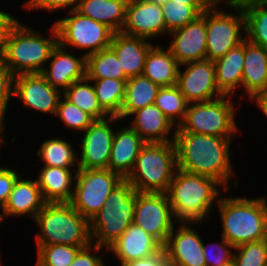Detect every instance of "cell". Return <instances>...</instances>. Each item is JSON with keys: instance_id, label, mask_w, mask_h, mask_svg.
Here are the masks:
<instances>
[{"instance_id": "obj_46", "label": "cell", "mask_w": 267, "mask_h": 266, "mask_svg": "<svg viewBox=\"0 0 267 266\" xmlns=\"http://www.w3.org/2000/svg\"><path fill=\"white\" fill-rule=\"evenodd\" d=\"M19 22L18 18L0 8V56H3L10 34Z\"/></svg>"}, {"instance_id": "obj_30", "label": "cell", "mask_w": 267, "mask_h": 266, "mask_svg": "<svg viewBox=\"0 0 267 266\" xmlns=\"http://www.w3.org/2000/svg\"><path fill=\"white\" fill-rule=\"evenodd\" d=\"M160 88L144 75L129 78L126 82L120 119L128 118L133 112L154 104Z\"/></svg>"}, {"instance_id": "obj_34", "label": "cell", "mask_w": 267, "mask_h": 266, "mask_svg": "<svg viewBox=\"0 0 267 266\" xmlns=\"http://www.w3.org/2000/svg\"><path fill=\"white\" fill-rule=\"evenodd\" d=\"M101 108L109 116L120 118L123 106L127 80L104 78L90 79Z\"/></svg>"}, {"instance_id": "obj_35", "label": "cell", "mask_w": 267, "mask_h": 266, "mask_svg": "<svg viewBox=\"0 0 267 266\" xmlns=\"http://www.w3.org/2000/svg\"><path fill=\"white\" fill-rule=\"evenodd\" d=\"M154 104L176 127L184 120L188 106L185 96L177 85L161 87Z\"/></svg>"}, {"instance_id": "obj_21", "label": "cell", "mask_w": 267, "mask_h": 266, "mask_svg": "<svg viewBox=\"0 0 267 266\" xmlns=\"http://www.w3.org/2000/svg\"><path fill=\"white\" fill-rule=\"evenodd\" d=\"M46 204L36 179H25L22 175L16 180L8 201L0 212L1 223L4 217L29 215L35 219Z\"/></svg>"}, {"instance_id": "obj_45", "label": "cell", "mask_w": 267, "mask_h": 266, "mask_svg": "<svg viewBox=\"0 0 267 266\" xmlns=\"http://www.w3.org/2000/svg\"><path fill=\"white\" fill-rule=\"evenodd\" d=\"M14 169L8 168L6 166H0V211L4 208L8 201L9 195L13 189V186L20 176V174Z\"/></svg>"}, {"instance_id": "obj_22", "label": "cell", "mask_w": 267, "mask_h": 266, "mask_svg": "<svg viewBox=\"0 0 267 266\" xmlns=\"http://www.w3.org/2000/svg\"><path fill=\"white\" fill-rule=\"evenodd\" d=\"M131 117V128L146 143H166L175 141V130L177 127L163 114L155 105H148L133 112ZM174 129V133L170 132ZM173 138H170L168 135Z\"/></svg>"}, {"instance_id": "obj_31", "label": "cell", "mask_w": 267, "mask_h": 266, "mask_svg": "<svg viewBox=\"0 0 267 266\" xmlns=\"http://www.w3.org/2000/svg\"><path fill=\"white\" fill-rule=\"evenodd\" d=\"M36 155L42 160L43 166L60 168H79L78 154L72 146V142L60 138H48L42 142Z\"/></svg>"}, {"instance_id": "obj_17", "label": "cell", "mask_w": 267, "mask_h": 266, "mask_svg": "<svg viewBox=\"0 0 267 266\" xmlns=\"http://www.w3.org/2000/svg\"><path fill=\"white\" fill-rule=\"evenodd\" d=\"M121 33L148 40L168 35L162 7L149 0H128Z\"/></svg>"}, {"instance_id": "obj_4", "label": "cell", "mask_w": 267, "mask_h": 266, "mask_svg": "<svg viewBox=\"0 0 267 266\" xmlns=\"http://www.w3.org/2000/svg\"><path fill=\"white\" fill-rule=\"evenodd\" d=\"M39 229L37 248L41 245L89 246L92 244L90 221L70 203H46L34 219Z\"/></svg>"}, {"instance_id": "obj_23", "label": "cell", "mask_w": 267, "mask_h": 266, "mask_svg": "<svg viewBox=\"0 0 267 266\" xmlns=\"http://www.w3.org/2000/svg\"><path fill=\"white\" fill-rule=\"evenodd\" d=\"M145 144L146 142L131 127L115 129L108 169L125 179L131 173Z\"/></svg>"}, {"instance_id": "obj_8", "label": "cell", "mask_w": 267, "mask_h": 266, "mask_svg": "<svg viewBox=\"0 0 267 266\" xmlns=\"http://www.w3.org/2000/svg\"><path fill=\"white\" fill-rule=\"evenodd\" d=\"M228 98V99H227ZM232 96L207 102L188 103L184 120L175 131L233 139L239 132Z\"/></svg>"}, {"instance_id": "obj_12", "label": "cell", "mask_w": 267, "mask_h": 266, "mask_svg": "<svg viewBox=\"0 0 267 266\" xmlns=\"http://www.w3.org/2000/svg\"><path fill=\"white\" fill-rule=\"evenodd\" d=\"M175 221L166 193L136 191L133 222L162 246L166 244L169 234L178 223Z\"/></svg>"}, {"instance_id": "obj_33", "label": "cell", "mask_w": 267, "mask_h": 266, "mask_svg": "<svg viewBox=\"0 0 267 266\" xmlns=\"http://www.w3.org/2000/svg\"><path fill=\"white\" fill-rule=\"evenodd\" d=\"M86 77L88 79H129L111 47L86 57Z\"/></svg>"}, {"instance_id": "obj_43", "label": "cell", "mask_w": 267, "mask_h": 266, "mask_svg": "<svg viewBox=\"0 0 267 266\" xmlns=\"http://www.w3.org/2000/svg\"><path fill=\"white\" fill-rule=\"evenodd\" d=\"M13 75L8 66L5 64L4 58L0 56V112L6 116V112L13 99Z\"/></svg>"}, {"instance_id": "obj_53", "label": "cell", "mask_w": 267, "mask_h": 266, "mask_svg": "<svg viewBox=\"0 0 267 266\" xmlns=\"http://www.w3.org/2000/svg\"><path fill=\"white\" fill-rule=\"evenodd\" d=\"M149 1L155 3V4L159 5V6H162V5H164L168 0H149Z\"/></svg>"}, {"instance_id": "obj_51", "label": "cell", "mask_w": 267, "mask_h": 266, "mask_svg": "<svg viewBox=\"0 0 267 266\" xmlns=\"http://www.w3.org/2000/svg\"><path fill=\"white\" fill-rule=\"evenodd\" d=\"M5 115L0 112V149H1V145L5 144V137L3 136V132H5ZM3 143V144H2Z\"/></svg>"}, {"instance_id": "obj_10", "label": "cell", "mask_w": 267, "mask_h": 266, "mask_svg": "<svg viewBox=\"0 0 267 266\" xmlns=\"http://www.w3.org/2000/svg\"><path fill=\"white\" fill-rule=\"evenodd\" d=\"M67 12L69 16L57 18L54 23L58 33V43L61 46L85 50L83 54L86 57L110 47L115 33L112 29L82 15L76 9Z\"/></svg>"}, {"instance_id": "obj_36", "label": "cell", "mask_w": 267, "mask_h": 266, "mask_svg": "<svg viewBox=\"0 0 267 266\" xmlns=\"http://www.w3.org/2000/svg\"><path fill=\"white\" fill-rule=\"evenodd\" d=\"M246 20V39L267 50V5L243 7Z\"/></svg>"}, {"instance_id": "obj_6", "label": "cell", "mask_w": 267, "mask_h": 266, "mask_svg": "<svg viewBox=\"0 0 267 266\" xmlns=\"http://www.w3.org/2000/svg\"><path fill=\"white\" fill-rule=\"evenodd\" d=\"M177 170L175 142L146 143L125 178L137 192L166 193Z\"/></svg>"}, {"instance_id": "obj_7", "label": "cell", "mask_w": 267, "mask_h": 266, "mask_svg": "<svg viewBox=\"0 0 267 266\" xmlns=\"http://www.w3.org/2000/svg\"><path fill=\"white\" fill-rule=\"evenodd\" d=\"M135 202L136 190L124 179L90 220L92 244L104 247L105 250L112 245L133 223Z\"/></svg>"}, {"instance_id": "obj_3", "label": "cell", "mask_w": 267, "mask_h": 266, "mask_svg": "<svg viewBox=\"0 0 267 266\" xmlns=\"http://www.w3.org/2000/svg\"><path fill=\"white\" fill-rule=\"evenodd\" d=\"M217 205L222 222L221 236L231 245L237 247L263 239L267 218L265 196L259 198L223 196L219 198Z\"/></svg>"}, {"instance_id": "obj_38", "label": "cell", "mask_w": 267, "mask_h": 266, "mask_svg": "<svg viewBox=\"0 0 267 266\" xmlns=\"http://www.w3.org/2000/svg\"><path fill=\"white\" fill-rule=\"evenodd\" d=\"M162 7L166 30H173L186 26L195 21L201 14L191 5L167 1Z\"/></svg>"}, {"instance_id": "obj_28", "label": "cell", "mask_w": 267, "mask_h": 266, "mask_svg": "<svg viewBox=\"0 0 267 266\" xmlns=\"http://www.w3.org/2000/svg\"><path fill=\"white\" fill-rule=\"evenodd\" d=\"M180 64L170 50L154 45L148 52L142 75L160 87L177 85Z\"/></svg>"}, {"instance_id": "obj_15", "label": "cell", "mask_w": 267, "mask_h": 266, "mask_svg": "<svg viewBox=\"0 0 267 266\" xmlns=\"http://www.w3.org/2000/svg\"><path fill=\"white\" fill-rule=\"evenodd\" d=\"M12 96L23 107L54 116L63 92L52 87L40 73L18 74L13 76Z\"/></svg>"}, {"instance_id": "obj_52", "label": "cell", "mask_w": 267, "mask_h": 266, "mask_svg": "<svg viewBox=\"0 0 267 266\" xmlns=\"http://www.w3.org/2000/svg\"><path fill=\"white\" fill-rule=\"evenodd\" d=\"M262 240H263L265 246L267 247V218H266V222H265V229H264V235H263Z\"/></svg>"}, {"instance_id": "obj_42", "label": "cell", "mask_w": 267, "mask_h": 266, "mask_svg": "<svg viewBox=\"0 0 267 266\" xmlns=\"http://www.w3.org/2000/svg\"><path fill=\"white\" fill-rule=\"evenodd\" d=\"M80 0H26L23 3V9L27 11L43 10L44 12H57V10H70L76 9ZM71 8V9H70Z\"/></svg>"}, {"instance_id": "obj_25", "label": "cell", "mask_w": 267, "mask_h": 266, "mask_svg": "<svg viewBox=\"0 0 267 266\" xmlns=\"http://www.w3.org/2000/svg\"><path fill=\"white\" fill-rule=\"evenodd\" d=\"M153 46V42L148 39L128 36L121 32L114 33L110 44L128 78L142 75L147 54Z\"/></svg>"}, {"instance_id": "obj_24", "label": "cell", "mask_w": 267, "mask_h": 266, "mask_svg": "<svg viewBox=\"0 0 267 266\" xmlns=\"http://www.w3.org/2000/svg\"><path fill=\"white\" fill-rule=\"evenodd\" d=\"M42 167L36 180L45 202L70 203L79 168Z\"/></svg>"}, {"instance_id": "obj_32", "label": "cell", "mask_w": 267, "mask_h": 266, "mask_svg": "<svg viewBox=\"0 0 267 266\" xmlns=\"http://www.w3.org/2000/svg\"><path fill=\"white\" fill-rule=\"evenodd\" d=\"M63 96L82 111L89 114L94 120H101L109 115L101 108L93 84L90 79L73 82L64 92Z\"/></svg>"}, {"instance_id": "obj_9", "label": "cell", "mask_w": 267, "mask_h": 266, "mask_svg": "<svg viewBox=\"0 0 267 266\" xmlns=\"http://www.w3.org/2000/svg\"><path fill=\"white\" fill-rule=\"evenodd\" d=\"M223 3L230 10L234 11L235 9L234 13L220 9L219 5H223ZM245 39L246 20L243 8L228 0H216L206 10L207 59L214 61L224 56Z\"/></svg>"}, {"instance_id": "obj_50", "label": "cell", "mask_w": 267, "mask_h": 266, "mask_svg": "<svg viewBox=\"0 0 267 266\" xmlns=\"http://www.w3.org/2000/svg\"><path fill=\"white\" fill-rule=\"evenodd\" d=\"M228 1L242 8L252 5H267V0H228Z\"/></svg>"}, {"instance_id": "obj_49", "label": "cell", "mask_w": 267, "mask_h": 266, "mask_svg": "<svg viewBox=\"0 0 267 266\" xmlns=\"http://www.w3.org/2000/svg\"><path fill=\"white\" fill-rule=\"evenodd\" d=\"M249 100L254 102L267 118V89L254 93Z\"/></svg>"}, {"instance_id": "obj_27", "label": "cell", "mask_w": 267, "mask_h": 266, "mask_svg": "<svg viewBox=\"0 0 267 266\" xmlns=\"http://www.w3.org/2000/svg\"><path fill=\"white\" fill-rule=\"evenodd\" d=\"M216 82L224 96H232L238 88H242L244 66V41L232 48L224 56L214 60ZM237 88V89H236Z\"/></svg>"}, {"instance_id": "obj_41", "label": "cell", "mask_w": 267, "mask_h": 266, "mask_svg": "<svg viewBox=\"0 0 267 266\" xmlns=\"http://www.w3.org/2000/svg\"><path fill=\"white\" fill-rule=\"evenodd\" d=\"M203 249L206 266H221L222 264L231 261L235 252L233 251L235 247L222 236L219 243L216 242L212 245L211 243L205 245L203 241Z\"/></svg>"}, {"instance_id": "obj_1", "label": "cell", "mask_w": 267, "mask_h": 266, "mask_svg": "<svg viewBox=\"0 0 267 266\" xmlns=\"http://www.w3.org/2000/svg\"><path fill=\"white\" fill-rule=\"evenodd\" d=\"M232 140L175 131L177 168L213 178L228 191L231 177H236L230 155Z\"/></svg>"}, {"instance_id": "obj_5", "label": "cell", "mask_w": 267, "mask_h": 266, "mask_svg": "<svg viewBox=\"0 0 267 266\" xmlns=\"http://www.w3.org/2000/svg\"><path fill=\"white\" fill-rule=\"evenodd\" d=\"M57 44L58 33L54 24L46 36L19 22L10 34L2 57L13 76L41 73Z\"/></svg>"}, {"instance_id": "obj_2", "label": "cell", "mask_w": 267, "mask_h": 266, "mask_svg": "<svg viewBox=\"0 0 267 266\" xmlns=\"http://www.w3.org/2000/svg\"><path fill=\"white\" fill-rule=\"evenodd\" d=\"M221 190L226 192L215 179L177 168L166 195L176 222L202 224L209 219Z\"/></svg>"}, {"instance_id": "obj_16", "label": "cell", "mask_w": 267, "mask_h": 266, "mask_svg": "<svg viewBox=\"0 0 267 266\" xmlns=\"http://www.w3.org/2000/svg\"><path fill=\"white\" fill-rule=\"evenodd\" d=\"M200 223L179 222L163 246L169 266H206L203 240L194 226Z\"/></svg>"}, {"instance_id": "obj_18", "label": "cell", "mask_w": 267, "mask_h": 266, "mask_svg": "<svg viewBox=\"0 0 267 266\" xmlns=\"http://www.w3.org/2000/svg\"><path fill=\"white\" fill-rule=\"evenodd\" d=\"M169 36L172 40L168 49L180 65L207 59L206 11L195 21L171 31Z\"/></svg>"}, {"instance_id": "obj_29", "label": "cell", "mask_w": 267, "mask_h": 266, "mask_svg": "<svg viewBox=\"0 0 267 266\" xmlns=\"http://www.w3.org/2000/svg\"><path fill=\"white\" fill-rule=\"evenodd\" d=\"M128 0H80L76 10L86 17L103 23L115 33L125 24Z\"/></svg>"}, {"instance_id": "obj_47", "label": "cell", "mask_w": 267, "mask_h": 266, "mask_svg": "<svg viewBox=\"0 0 267 266\" xmlns=\"http://www.w3.org/2000/svg\"><path fill=\"white\" fill-rule=\"evenodd\" d=\"M121 266H169V263L167 254L162 247L157 253L149 257L133 260L128 263H124Z\"/></svg>"}, {"instance_id": "obj_40", "label": "cell", "mask_w": 267, "mask_h": 266, "mask_svg": "<svg viewBox=\"0 0 267 266\" xmlns=\"http://www.w3.org/2000/svg\"><path fill=\"white\" fill-rule=\"evenodd\" d=\"M233 259L236 266H267V247L263 240L235 247Z\"/></svg>"}, {"instance_id": "obj_11", "label": "cell", "mask_w": 267, "mask_h": 266, "mask_svg": "<svg viewBox=\"0 0 267 266\" xmlns=\"http://www.w3.org/2000/svg\"><path fill=\"white\" fill-rule=\"evenodd\" d=\"M124 179L107 169H82L76 173L70 204L89 221L102 209L107 197Z\"/></svg>"}, {"instance_id": "obj_39", "label": "cell", "mask_w": 267, "mask_h": 266, "mask_svg": "<svg viewBox=\"0 0 267 266\" xmlns=\"http://www.w3.org/2000/svg\"><path fill=\"white\" fill-rule=\"evenodd\" d=\"M55 116L73 131L82 133L95 121L89 114L69 102L64 96L61 97Z\"/></svg>"}, {"instance_id": "obj_14", "label": "cell", "mask_w": 267, "mask_h": 266, "mask_svg": "<svg viewBox=\"0 0 267 266\" xmlns=\"http://www.w3.org/2000/svg\"><path fill=\"white\" fill-rule=\"evenodd\" d=\"M177 86L188 103L207 102L224 96L217 87L214 61L208 59L181 64Z\"/></svg>"}, {"instance_id": "obj_19", "label": "cell", "mask_w": 267, "mask_h": 266, "mask_svg": "<svg viewBox=\"0 0 267 266\" xmlns=\"http://www.w3.org/2000/svg\"><path fill=\"white\" fill-rule=\"evenodd\" d=\"M50 65L40 73L54 88L64 92L73 82L86 77V56L77 57L59 43L51 52Z\"/></svg>"}, {"instance_id": "obj_48", "label": "cell", "mask_w": 267, "mask_h": 266, "mask_svg": "<svg viewBox=\"0 0 267 266\" xmlns=\"http://www.w3.org/2000/svg\"><path fill=\"white\" fill-rule=\"evenodd\" d=\"M193 6L200 14L205 12L216 0H168Z\"/></svg>"}, {"instance_id": "obj_13", "label": "cell", "mask_w": 267, "mask_h": 266, "mask_svg": "<svg viewBox=\"0 0 267 266\" xmlns=\"http://www.w3.org/2000/svg\"><path fill=\"white\" fill-rule=\"evenodd\" d=\"M121 119L109 116L105 119L95 120L84 132L81 138L80 153L78 152V167L82 169H107L113 138L115 134L113 125ZM113 123V124H112ZM113 127V128H112Z\"/></svg>"}, {"instance_id": "obj_44", "label": "cell", "mask_w": 267, "mask_h": 266, "mask_svg": "<svg viewBox=\"0 0 267 266\" xmlns=\"http://www.w3.org/2000/svg\"><path fill=\"white\" fill-rule=\"evenodd\" d=\"M103 249L104 247H100L94 244L82 248L77 253L75 259L73 260L70 266H105L103 259L104 256H102V254L101 255L97 254L101 252Z\"/></svg>"}, {"instance_id": "obj_26", "label": "cell", "mask_w": 267, "mask_h": 266, "mask_svg": "<svg viewBox=\"0 0 267 266\" xmlns=\"http://www.w3.org/2000/svg\"><path fill=\"white\" fill-rule=\"evenodd\" d=\"M242 88L245 93L240 99L246 96L249 99L254 93L267 89V50L248 39L244 40Z\"/></svg>"}, {"instance_id": "obj_37", "label": "cell", "mask_w": 267, "mask_h": 266, "mask_svg": "<svg viewBox=\"0 0 267 266\" xmlns=\"http://www.w3.org/2000/svg\"><path fill=\"white\" fill-rule=\"evenodd\" d=\"M85 247L87 246L41 245L37 248L35 266H70L77 253Z\"/></svg>"}, {"instance_id": "obj_54", "label": "cell", "mask_w": 267, "mask_h": 266, "mask_svg": "<svg viewBox=\"0 0 267 266\" xmlns=\"http://www.w3.org/2000/svg\"><path fill=\"white\" fill-rule=\"evenodd\" d=\"M221 266H236V264H235L234 259H232L231 261H228V262L222 264Z\"/></svg>"}, {"instance_id": "obj_20", "label": "cell", "mask_w": 267, "mask_h": 266, "mask_svg": "<svg viewBox=\"0 0 267 266\" xmlns=\"http://www.w3.org/2000/svg\"><path fill=\"white\" fill-rule=\"evenodd\" d=\"M163 246L140 226L131 223L125 232L107 248L116 257L119 266L133 260L149 257Z\"/></svg>"}]
</instances>
